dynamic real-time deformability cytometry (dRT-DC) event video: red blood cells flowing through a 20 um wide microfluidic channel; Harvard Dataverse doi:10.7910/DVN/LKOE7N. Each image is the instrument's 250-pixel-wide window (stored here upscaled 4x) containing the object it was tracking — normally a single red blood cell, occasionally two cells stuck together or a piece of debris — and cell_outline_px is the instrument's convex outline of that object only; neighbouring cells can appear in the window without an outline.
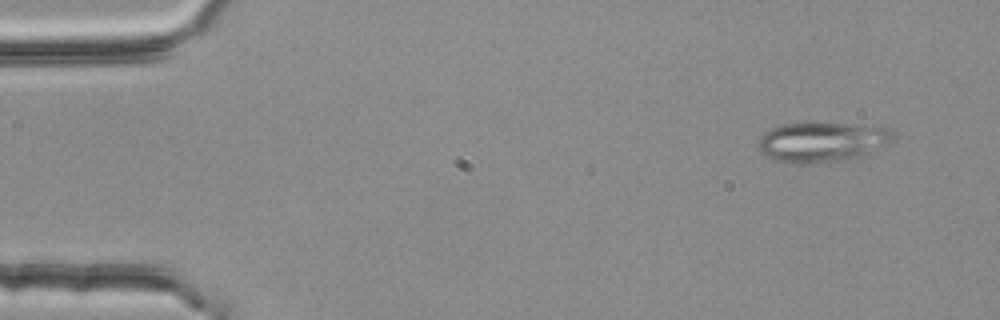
{"species": "common noctule bat (a hibernating species)", "species_latin": "Nyctalus noctula", "temperature_condition": "room temperature", "stored_images_in_passage": 3, "camera_frame_rate_fps": 3000, "um_per_image_px": 0.085, "animal": {"sex": "female", "body_mass_g": 25.1}, "frame": {"image": 1, "passage_image": 3, "time_ms": 0.667, "image_size_px": [1000, 320], "cell_outline_px": [[896, 136], [888, 144], [860, 156], [844, 160], [804, 164], [776, 160], [764, 156], [760, 152], [760, 136], [764, 132], [772, 128], [784, 124], [844, 124], [888, 128]], "centroid_in_image_um": [69.86, 12.08], "position_along_channel_um": 15.1, "area_um2": 30.69}}